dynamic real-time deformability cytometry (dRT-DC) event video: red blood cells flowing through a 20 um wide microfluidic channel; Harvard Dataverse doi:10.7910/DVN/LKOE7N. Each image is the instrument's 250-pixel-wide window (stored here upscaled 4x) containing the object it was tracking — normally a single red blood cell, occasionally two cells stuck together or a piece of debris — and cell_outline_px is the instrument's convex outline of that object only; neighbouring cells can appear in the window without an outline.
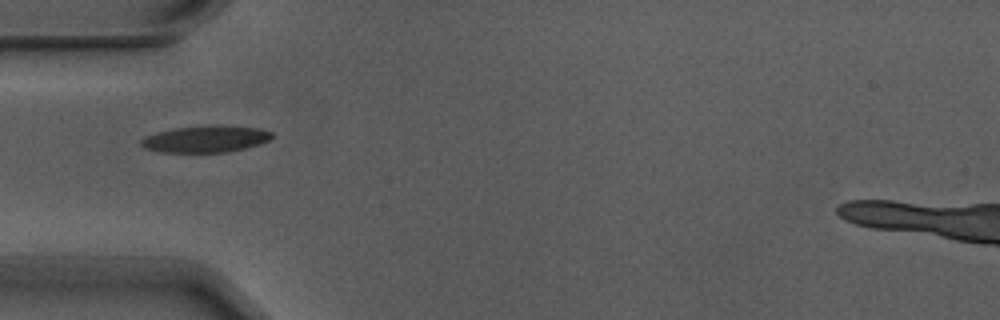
{"species": "Egyptian fruit bat (a non-hibernating species)", "species_latin": "Rousettus aegyptiacus", "temperature_condition": "warm", "stored_images_in_passage": 3, "camera_frame_rate_fps": 3000, "um_per_image_px": 0.085, "animal": {"sex": "male"}, "frame": {"image": 1, "passage_image": 1, "time_ms": 0.0, "image_size_px": [1000, 320], "cell_outline_px": [[272, 136], [268, 140], [260, 144], [228, 152], [160, 152], [144, 148], [140, 144], [140, 140], [144, 136], [176, 128], [256, 128], [272, 132]], "centroid_in_image_um": [17.41, 11.88], "position_along_channel_um": 67.6, "area_um2": 19.13}}
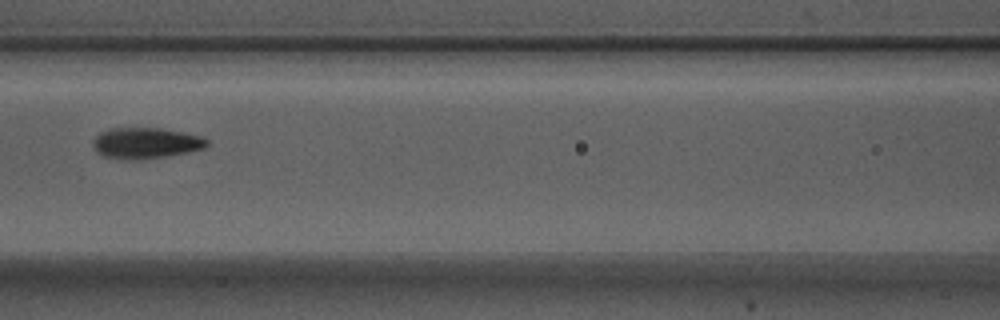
{"frame": {"image": 2, "passage_image": 3, "time_ms": 0.667, "image_size_px": [1000, 320], "cell_outline_px": [[208, 144], [204, 148], [188, 152], [164, 156], [136, 160], [128, 160], [104, 156], [96, 152], [92, 144], [92, 140], [100, 132], [112, 128], [160, 128], [200, 136], [208, 140]], "centroid_in_image_um": [12.35, 12.16], "position_along_channel_um": 154.3, "area_um2": 20.4}}